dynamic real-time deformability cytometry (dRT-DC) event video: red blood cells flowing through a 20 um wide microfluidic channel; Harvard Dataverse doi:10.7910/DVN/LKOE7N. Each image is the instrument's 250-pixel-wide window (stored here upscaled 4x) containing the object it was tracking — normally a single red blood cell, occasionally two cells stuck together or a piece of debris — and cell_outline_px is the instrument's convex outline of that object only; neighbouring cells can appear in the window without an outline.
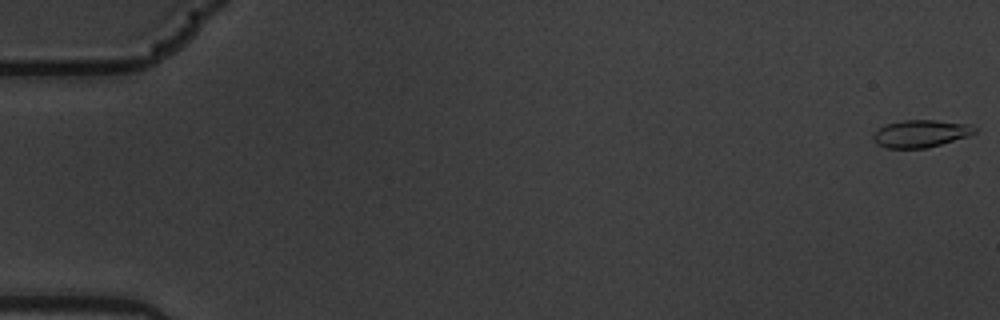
{"species": "common noctule bat (a hibernating species)", "species_latin": "Nyctalus noctula", "temperature_condition": "warm", "stored_images_in_passage": 59, "camera_frame_rate_fps": 3000, "um_per_image_px": 0.085, "animal": {"sex": "male", "body_mass_g": 19.5, "forearm_length_mm": 54.6}, "frame": {"image": 1, "passage_image": 1, "time_ms": 0.0, "image_size_px": [1000, 320], "cell_outline_px": [[976, 132], [968, 136], [928, 148], [888, 148], [876, 144], [872, 140], [872, 136], [880, 128], [888, 124], [904, 120], [936, 120], [968, 124], [976, 128]], "centroid_in_image_um": [78.26, 11.36], "position_along_channel_um": 6.7, "area_um2": 16.07}}
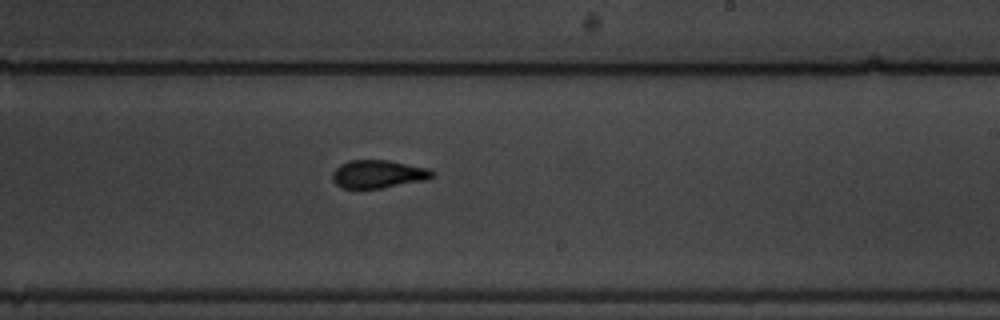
{"frame": {"image": 2, "passage_image": 36, "time_ms": 11.667, "image_size_px": [1000, 320], "cell_outline_px": [[436, 172], [432, 176], [424, 180], [380, 188], [340, 188], [332, 180], [332, 172], [340, 164], [348, 160], [388, 160], [428, 168]], "centroid_in_image_um": [32.1, 14.79], "position_along_channel_um": 256.9, "area_um2": 16.24}}
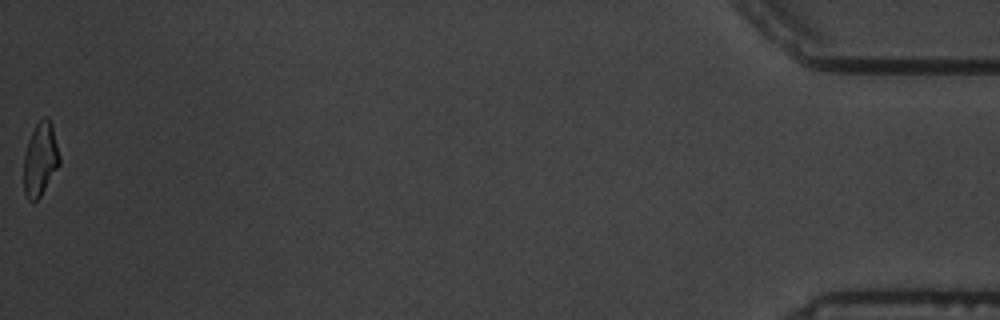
{"frame": {"image": 3, "passage_image": 59, "time_ms": 19.333, "image_size_px": [1000, 320], "cell_outline_px": [[60, 164], [40, 196], [32, 204], [28, 200], [24, 192], [24, 156], [28, 140], [36, 124], [44, 116], [48, 116], [52, 124], [60, 156]], "centroid_in_image_um": [3.43, 13.54], "position_along_channel_um": 431.8, "area_um2": 15.32}, "authors_computed_cell_mechanics": {"area_um2": 16.1262, "velocity_mm_per_s": 3.5143, "shape_relaxation_time_tau1_ms": 4.9871, "shape_relaxation_time_tau2_ms": 3.1389, "deformation_change_tau1": 0.1602, "deformation_change_tau2": 0.0919}}